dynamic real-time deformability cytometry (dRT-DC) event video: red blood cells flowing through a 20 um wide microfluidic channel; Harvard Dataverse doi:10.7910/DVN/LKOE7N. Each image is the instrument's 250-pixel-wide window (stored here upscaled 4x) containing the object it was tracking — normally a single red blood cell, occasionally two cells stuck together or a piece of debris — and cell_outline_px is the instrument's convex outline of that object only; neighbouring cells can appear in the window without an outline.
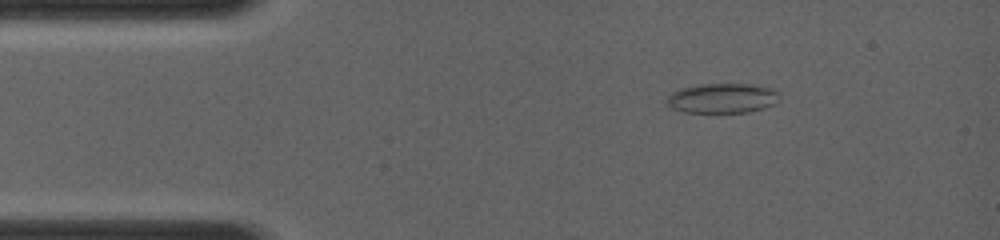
{"species": "common noctule bat (a hibernating species)", "species_latin": "Nyctalus noctula", "temperature_condition": "room temperature", "stored_images_in_passage": 6, "camera_frame_rate_fps": 4000, "um_per_image_px": 0.085, "animal": {"sex": "female", "body_mass_g": 19.0, "forearm_length_mm": 56.7}, "frame": {"image": 1, "passage_image": 2, "time_ms": 1.25, "image_size_px": [1000, 240], "cell_outline_px": [[780, 100], [776, 104], [764, 108], [748, 112], [684, 112], [672, 108], [668, 104], [668, 96], [672, 92], [680, 88], [696, 84], [752, 84], [772, 88], [780, 92]], "centroid_in_image_um": [61.46, 8.34], "position_along_channel_um": 23.5, "area_um2": 19.77}}
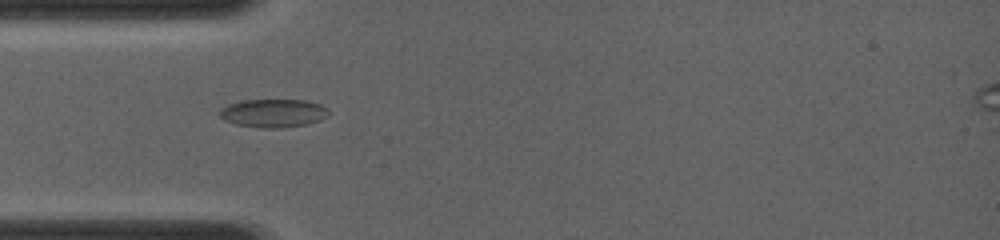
{"frame": {"image": 2, "passage_image": 5, "time_ms": 3.25, "image_size_px": [1000, 240], "cell_outline_px": [[328, 116], [320, 120], [308, 124], [280, 128], [260, 128], [236, 124], [224, 120], [220, 116], [220, 108], [228, 104], [240, 100], [304, 100], [320, 104], [328, 108]], "centroid_in_image_um": [23.23, 9.62], "position_along_channel_um": 61.8, "area_um2": 18.09}}
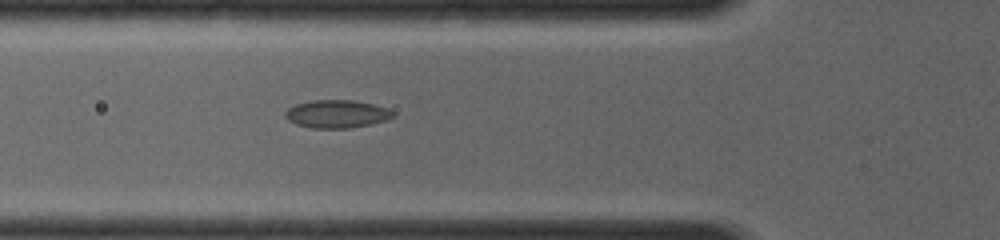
{"frame": {"image": 3, "passage_image": 6, "time_ms": 4.0, "image_size_px": [1000, 240], "cell_outline_px": [[392, 116], [388, 120], [348, 128], [312, 128], [296, 124], [288, 120], [284, 116], [284, 112], [288, 108], [296, 104], [312, 100], [352, 100], [372, 104], [388, 108], [392, 112]], "centroid_in_image_um": [28.58, 9.68], "position_along_channel_um": 97.2, "area_um2": 17.4}}